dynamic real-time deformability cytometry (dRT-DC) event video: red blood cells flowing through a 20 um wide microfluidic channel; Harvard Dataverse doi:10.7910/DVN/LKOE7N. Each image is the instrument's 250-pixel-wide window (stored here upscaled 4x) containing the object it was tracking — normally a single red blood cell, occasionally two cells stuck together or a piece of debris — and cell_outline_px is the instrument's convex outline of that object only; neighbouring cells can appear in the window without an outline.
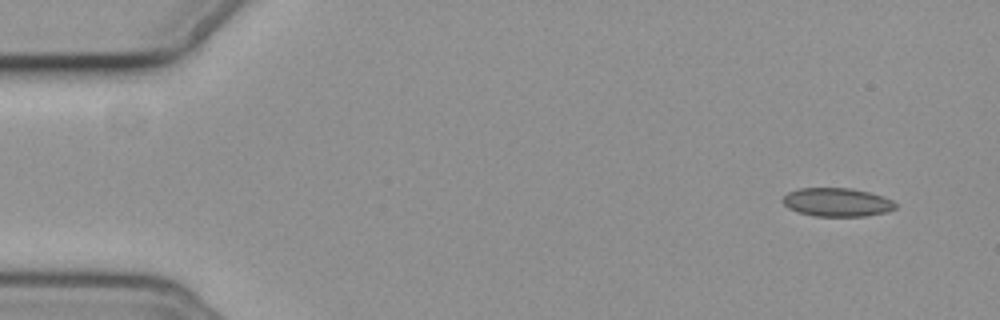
{"species": "common noctule bat (a hibernating species)", "species_latin": "Nyctalus noctula", "temperature_condition": "cold", "stored_images_in_passage": 54, "camera_frame_rate_fps": 3000, "um_per_image_px": 0.085, "animal": {"sex": "female", "body_mass_g": 19.3, "forearm_length_mm": 54.1}, "frame": {"image": 1, "passage_image": 1, "time_ms": 0.0, "image_size_px": [1000, 320], "cell_outline_px": [[896, 208], [884, 212], [864, 216], [816, 216], [800, 212], [788, 208], [780, 200], [788, 192], [800, 188], [852, 188], [868, 192], [892, 200], [896, 204]], "centroid_in_image_um": [71.11, 17.18], "position_along_channel_um": 13.9, "area_um2": 18.55}}
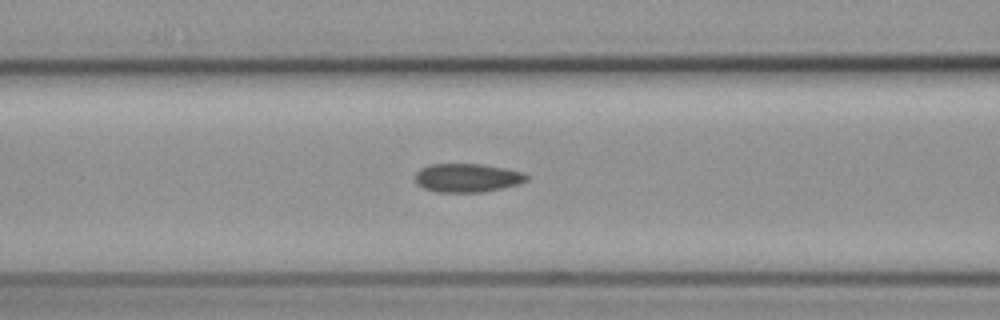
{"frame": {"image": 2, "passage_image": 20, "time_ms": 6.333, "image_size_px": [1000, 320], "cell_outline_px": [[528, 180], [520, 184], [480, 192], [436, 192], [424, 188], [416, 184], [416, 172], [420, 168], [428, 164], [480, 164], [504, 168], [524, 172], [528, 176]], "centroid_in_image_um": [39.71, 15.11], "position_along_channel_um": 126.9, "area_um2": 18.61}}
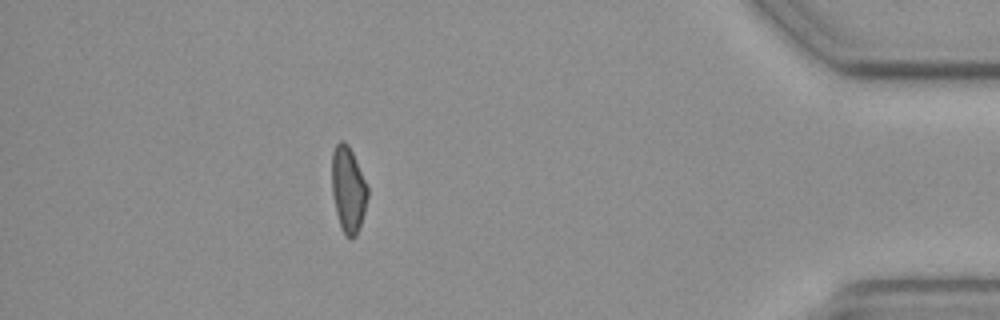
{"frame": {"image": 3, "passage_image": 47, "time_ms": 15.333, "image_size_px": [1000, 320], "cell_outline_px": [[368, 196], [364, 212], [356, 236], [344, 236], [336, 212], [332, 192], [332, 152], [336, 144], [340, 140], [344, 140], [348, 144], [356, 160], [368, 188]], "centroid_in_image_um": [29.59, 16.07], "position_along_channel_um": 405.6, "area_um2": 17.69}}